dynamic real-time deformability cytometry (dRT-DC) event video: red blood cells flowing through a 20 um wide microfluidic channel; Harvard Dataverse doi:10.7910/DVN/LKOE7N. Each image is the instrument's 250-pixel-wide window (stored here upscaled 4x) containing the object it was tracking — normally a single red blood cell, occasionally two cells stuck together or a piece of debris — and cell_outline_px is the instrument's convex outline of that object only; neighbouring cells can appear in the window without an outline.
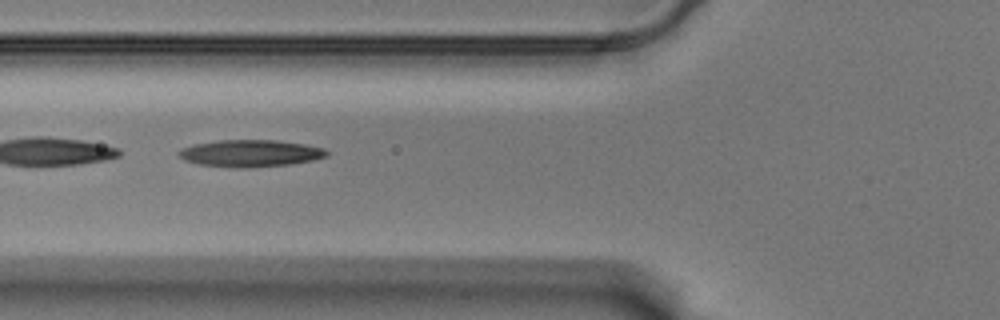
{"species": "Egyptian fruit bat (a non-hibernating species)", "species_latin": "Rousettus aegyptiacus", "temperature_condition": "warm", "stored_images_in_passage": 41, "camera_frame_rate_fps": 3000, "um_per_image_px": 0.085, "animal": {"sex": "male"}, "frame": {"image": 1, "passage_image": 7, "time_ms": 2.0, "image_size_px": [1000, 320], "cell_outline_px": [[328, 156], [312, 160], [292, 164], [248, 168], [236, 168], [196, 164], [184, 160], [176, 156], [176, 152], [180, 148], [192, 144], [220, 140], [276, 140], [304, 144], [324, 148], [328, 152]], "centroid_in_image_um": [21.21, 13.03], "position_along_channel_um": 104.6, "area_um2": 23.64}}
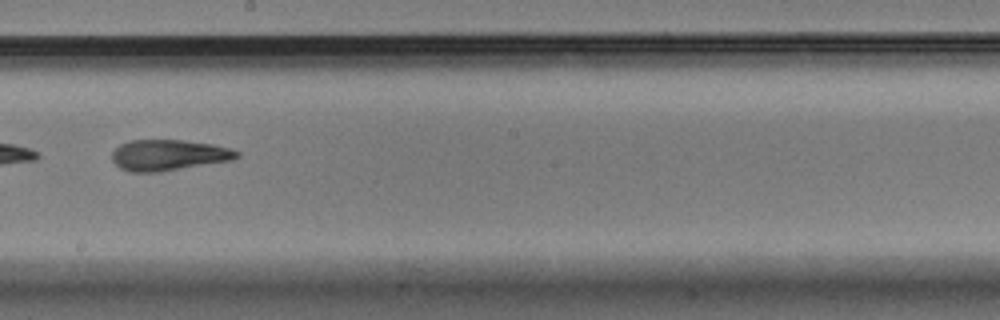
{"frame": {"image": 2, "passage_image": 18, "time_ms": 5.667, "image_size_px": [1000, 320], "cell_outline_px": [[240, 156], [232, 160], [160, 172], [128, 172], [120, 168], [112, 160], [112, 152], [120, 144], [128, 140], [184, 140], [212, 144], [232, 148], [240, 152]], "centroid_in_image_um": [14.33, 13.18], "position_along_channel_um": 233.9, "area_um2": 22.66}}
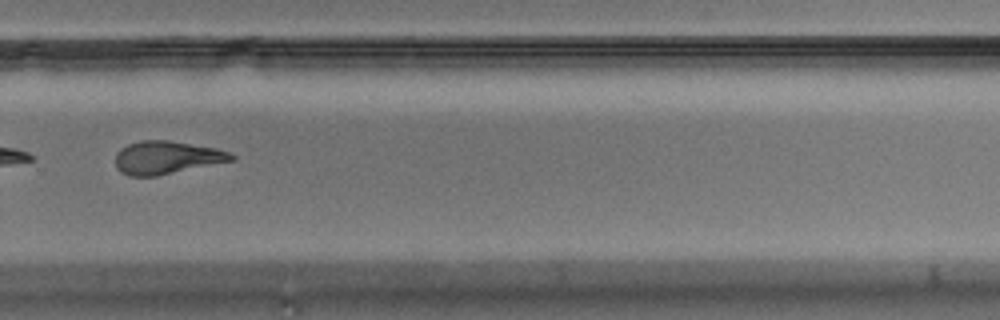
{"frame": {"image": 3, "passage_image": 25, "time_ms": 8.0, "image_size_px": [1000, 320], "cell_outline_px": [[236, 160], [156, 176], [128, 176], [120, 172], [116, 168], [116, 152], [120, 148], [128, 144], [140, 140], [168, 140], [216, 148], [228, 152], [236, 156]], "centroid_in_image_um": [14.15, 13.39], "position_along_channel_um": 315.7, "area_um2": 22.43}, "authors_computed_cell_mechanics": {"area_um2": 23.12, "velocity_mm_per_s": 3.5179, "shape_relaxation_time_tau1_ms": null, "shape_relaxation_time_tau2_ms": 3.416, "deformation_change_tau1": null, "deformation_change_tau2": 0.1413}}